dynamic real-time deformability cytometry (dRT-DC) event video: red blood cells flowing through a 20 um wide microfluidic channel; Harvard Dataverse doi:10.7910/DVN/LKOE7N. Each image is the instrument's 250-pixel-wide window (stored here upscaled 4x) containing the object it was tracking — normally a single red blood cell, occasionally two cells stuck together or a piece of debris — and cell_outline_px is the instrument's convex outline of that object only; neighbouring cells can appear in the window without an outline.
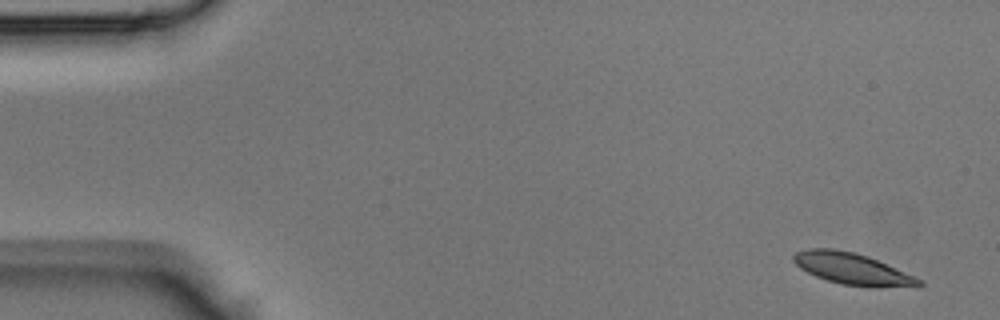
{"species": "Egyptian fruit bat (a non-hibernating species)", "species_latin": "Rousettus aegyptiacus", "temperature_condition": "room temperature", "stored_images_in_passage": 45, "camera_frame_rate_fps": 3000, "um_per_image_px": 0.085, "animal": {"sex": "male"}, "frame": {"image": 1, "passage_image": 2, "time_ms": 0.333, "image_size_px": [1000, 320], "cell_outline_px": [[924, 284], [920, 288], [876, 288], [840, 284], [816, 276], [800, 268], [792, 260], [792, 256], [796, 252], [808, 248], [832, 248], [852, 252], [868, 256], [924, 280]], "centroid_in_image_um": [72.55, 22.89], "position_along_channel_um": 12.5, "area_um2": 23.52}}
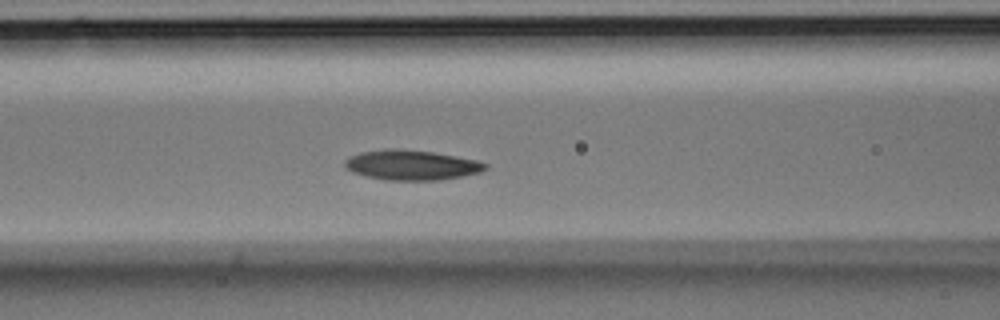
{"frame": {"image": 2, "passage_image": 18, "time_ms": 5.667, "image_size_px": [1000, 320], "cell_outline_px": [[488, 168], [480, 172], [464, 176], [436, 180], [384, 180], [352, 172], [344, 164], [344, 160], [360, 152], [388, 148], [396, 148], [432, 152], [476, 160], [488, 164]], "centroid_in_image_um": [34.99, 14.03], "position_along_channel_um": 131.6, "area_um2": 24.39}}
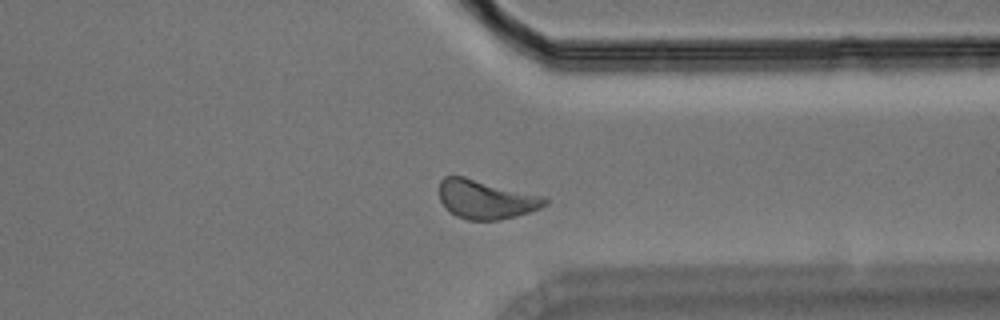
{"frame": {"image": 3, "passage_image": 34, "time_ms": 11.0, "image_size_px": [1000, 320], "cell_outline_px": [[548, 204], [540, 208], [516, 216], [500, 220], [468, 220], [456, 216], [448, 212], [440, 200], [440, 180], [444, 176], [464, 176], [544, 196], [548, 200]], "centroid_in_image_um": [41.29, 16.95], "position_along_channel_um": 370.1, "area_um2": 24.1}}